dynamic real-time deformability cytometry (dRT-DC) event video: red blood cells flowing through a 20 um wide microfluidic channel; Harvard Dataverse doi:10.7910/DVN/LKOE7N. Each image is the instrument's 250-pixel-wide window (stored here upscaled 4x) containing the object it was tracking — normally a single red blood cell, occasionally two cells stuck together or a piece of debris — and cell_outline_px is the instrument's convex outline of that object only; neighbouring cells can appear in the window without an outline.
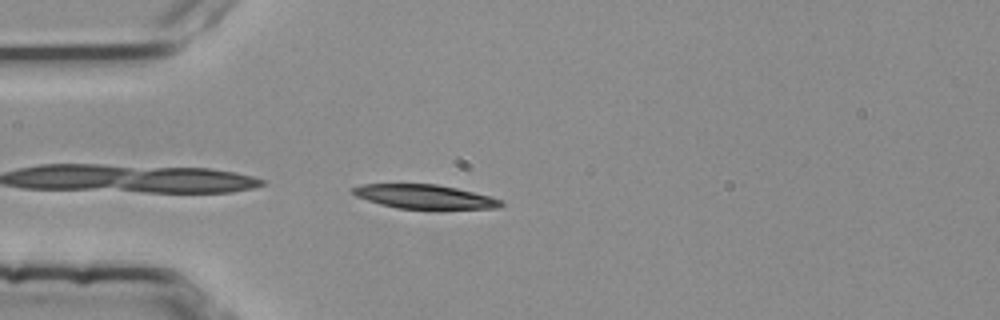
{"species": "common noctule bat (a hibernating species)", "species_latin": "Nyctalus noctula", "temperature_condition": "room temperature", "stored_images_in_passage": 37, "camera_frame_rate_fps": 3000, "um_per_image_px": 0.085, "animal": {"sex": "female", "body_mass_g": 25.1}, "frame": {"image": 1, "passage_image": 1, "time_ms": 0.0, "image_size_px": [1000, 320], "cell_outline_px": [[504, 204], [500, 208], [400, 208], [380, 204], [356, 196], [352, 192], [352, 188], [360, 184], [436, 184], [456, 188], [504, 200]], "centroid_in_image_um": [36.08, 16.7], "position_along_channel_um": 48.9, "area_um2": 20.35}}
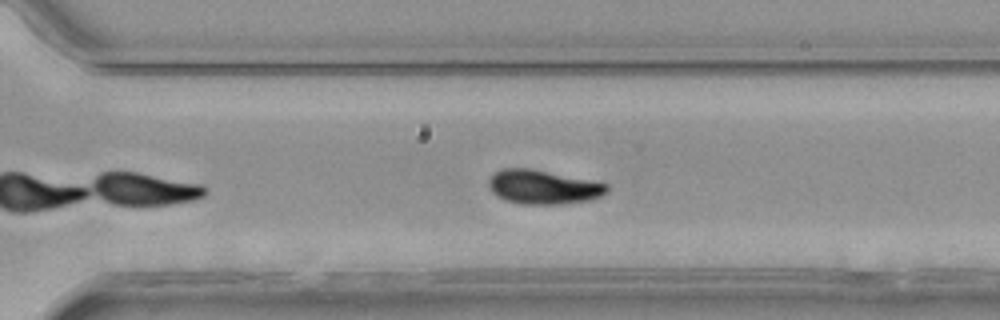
{"frame": {"image": 2, "passage_image": 24, "time_ms": 7.667, "image_size_px": [1000, 320], "cell_outline_px": [[608, 192], [600, 196], [588, 200], [560, 204], [520, 204], [508, 200], [492, 192], [488, 184], [488, 180], [500, 168], [532, 168], [608, 184]], "centroid_in_image_um": [46.16, 15.89], "position_along_channel_um": 324.4, "area_um2": 23.24}}
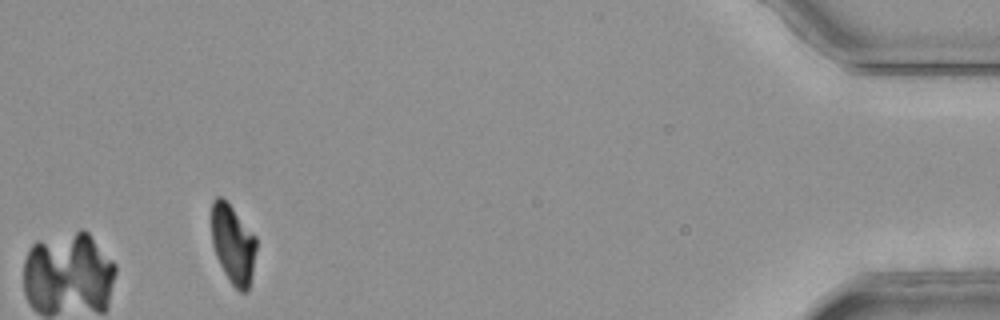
{"frame": {"image": 3, "passage_image": 37, "time_ms": 12.0, "image_size_px": [1000, 320], "cell_outline_px": [[256, 248], [252, 272], [248, 292], [240, 292], [228, 280], [216, 256], [212, 244], [212, 200], [216, 196], [220, 196], [232, 208], [256, 236]], "centroid_in_image_um": [19.8, 20.78], "position_along_channel_um": 415.4, "area_um2": 20.4}, "authors_computed_cell_mechanics": {"area_um2": 22.9466, "velocity_mm_per_s": 3.7624, "shape_relaxation_time_tau1_ms": 6.8718, "shape_relaxation_time_tau2_ms": 2.7152, "deformation_change_tau1": 0.2439, "deformation_change_tau2": 0.072}}